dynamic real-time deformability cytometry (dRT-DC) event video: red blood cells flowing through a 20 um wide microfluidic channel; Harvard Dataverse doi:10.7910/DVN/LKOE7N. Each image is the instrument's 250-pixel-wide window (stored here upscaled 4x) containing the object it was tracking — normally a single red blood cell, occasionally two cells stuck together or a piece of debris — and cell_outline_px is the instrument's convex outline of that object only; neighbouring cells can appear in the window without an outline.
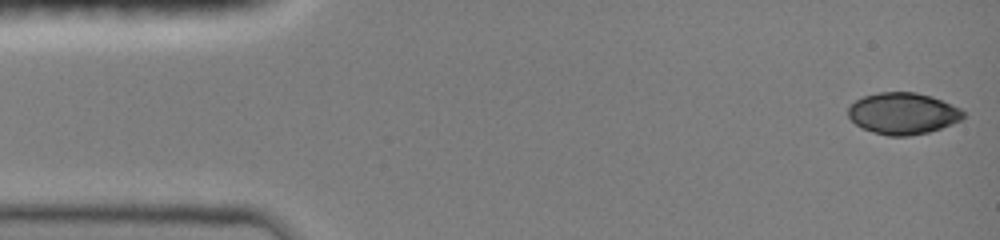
{"species": "common noctule bat (a hibernating species)", "species_latin": "Nyctalus noctula", "temperature_condition": "room temperature", "stored_images_in_passage": 47, "camera_frame_rate_fps": 3000, "um_per_image_px": 0.085, "animal": {"sex": "female", "body_mass_g": 19.0, "forearm_length_mm": 51.5}, "frame": {"image": 1, "passage_image": 1, "time_ms": 0.0, "image_size_px": [1000, 240], "cell_outline_px": [[964, 116], [960, 120], [952, 124], [928, 132], [908, 136], [888, 136], [872, 132], [856, 124], [848, 116], [848, 108], [856, 100], [864, 96], [880, 92], [916, 92], [932, 96], [960, 108], [964, 112]], "centroid_in_image_um": [76.75, 9.64], "position_along_channel_um": 8.3, "area_um2": 27.74}}
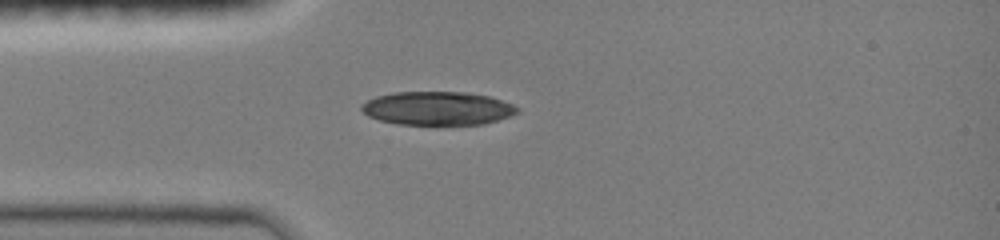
{"frame": {"image": 2, "passage_image": 12, "time_ms": 3.667, "image_size_px": [1000, 240], "cell_outline_px": [[520, 112], [484, 124], [400, 124], [380, 120], [368, 116], [360, 108], [360, 104], [376, 96], [392, 92], [468, 92], [488, 96], [512, 104], [520, 108]], "centroid_in_image_um": [37.17, 9.2], "position_along_channel_um": 47.8, "area_um2": 30.29}}
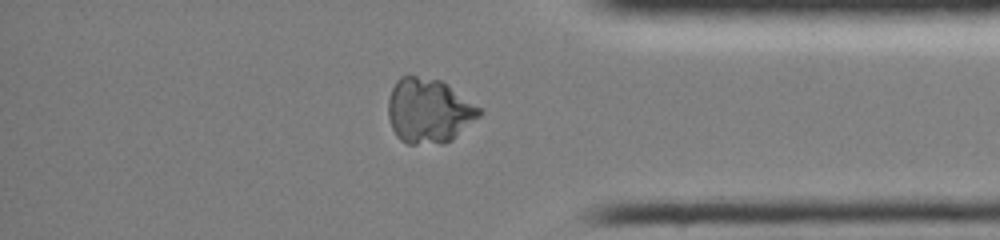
{"frame": {"image": 3, "passage_image": 39, "time_ms": 12.667, "image_size_px": [1000, 240], "cell_outline_px": [[484, 112], [480, 116], [452, 140], [444, 144], [408, 144], [400, 140], [396, 136], [392, 128], [388, 116], [388, 100], [392, 88], [396, 80], [400, 76], [416, 76], [440, 80], [480, 108]], "centroid_in_image_um": [36.43, 9.44], "position_along_channel_um": 398.8, "area_um2": 34.33}}